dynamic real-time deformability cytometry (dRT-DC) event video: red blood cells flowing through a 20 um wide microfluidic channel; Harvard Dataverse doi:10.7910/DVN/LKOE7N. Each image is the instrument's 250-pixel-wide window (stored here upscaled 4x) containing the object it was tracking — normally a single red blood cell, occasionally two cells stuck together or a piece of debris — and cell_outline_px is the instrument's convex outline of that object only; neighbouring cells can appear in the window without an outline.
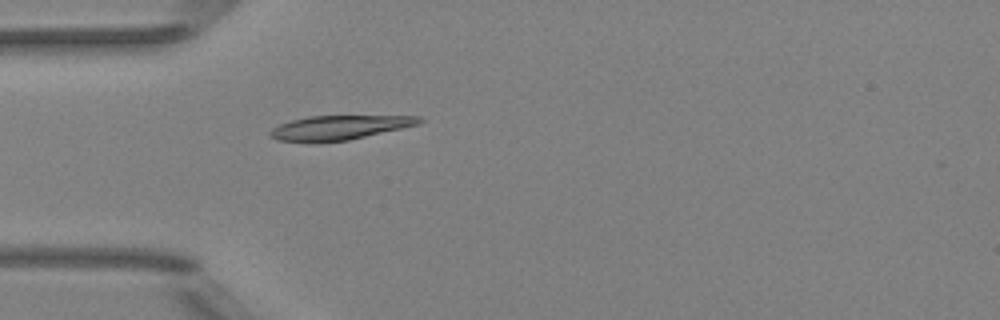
{"species": "Egyptian fruit bat (a non-hibernating species)", "species_latin": "Rousettus aegyptiacus", "temperature_condition": "room temperature", "stored_images_in_passage": 5, "camera_frame_rate_fps": 3000, "um_per_image_px": 0.085, "animal": {"sex": "female"}, "frame": {"image": 1, "passage_image": 5, "time_ms": 4.667, "image_size_px": [1000, 320], "cell_outline_px": [[424, 120], [420, 124], [348, 140], [276, 140], [268, 136], [268, 132], [272, 128], [280, 124], [292, 120], [308, 116], [420, 116]], "centroid_in_image_um": [28.87, 10.81], "position_along_channel_um": 56.1, "area_um2": 20.46}}